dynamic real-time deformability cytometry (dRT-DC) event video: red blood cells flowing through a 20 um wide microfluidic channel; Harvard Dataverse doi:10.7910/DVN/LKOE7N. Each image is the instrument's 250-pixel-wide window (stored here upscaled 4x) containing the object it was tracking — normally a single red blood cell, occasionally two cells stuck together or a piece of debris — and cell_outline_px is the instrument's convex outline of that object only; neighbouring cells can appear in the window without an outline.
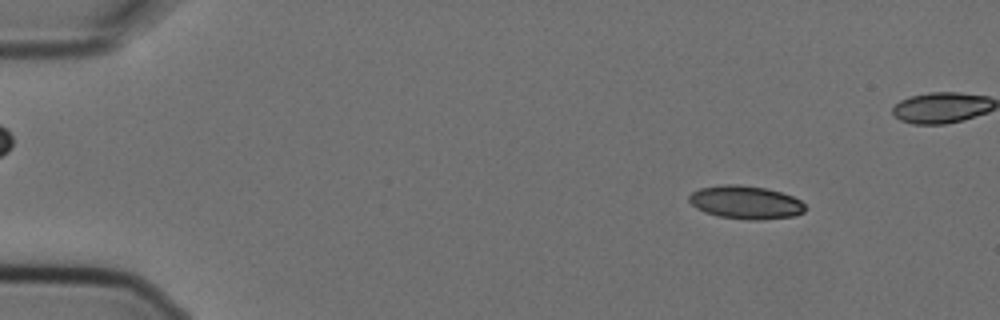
{"species": "Egyptian fruit bat (a non-hibernating species)", "species_latin": "Rousettus aegyptiacus", "temperature_condition": "cold", "stored_images_in_passage": 6, "segment_of_instrument_passage": [1, 2], "camera_frame_rate_fps": 3000, "um_per_image_px": 0.085, "animal": {"sex": "female"}, "frame": {"image": 1, "passage_image": 1, "time_ms": 0.0, "image_size_px": [1000, 320], "cell_outline_px": [[808, 208], [804, 212], [796, 216], [764, 220], [744, 220], [720, 216], [704, 212], [696, 208], [688, 200], [688, 196], [692, 192], [700, 188], [724, 184], [740, 184], [768, 188], [792, 196], [800, 200]], "centroid_in_image_um": [63.41, 17.2], "position_along_channel_um": 21.6, "area_um2": 22.83}}
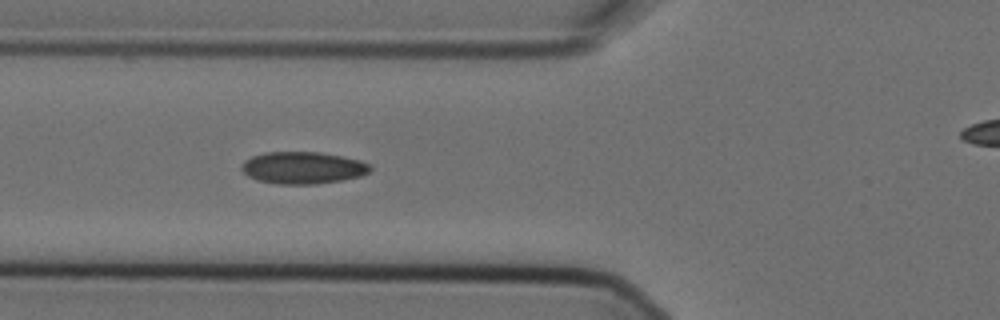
{"frame": {"image": 2, "passage_image": 5, "time_ms": 1.333, "image_size_px": [1000, 320], "cell_outline_px": [[372, 168], [368, 172], [360, 176], [340, 180], [316, 184], [276, 184], [256, 180], [248, 176], [240, 168], [240, 164], [244, 160], [252, 156], [264, 152], [320, 152], [360, 160], [368, 164]], "centroid_in_image_um": [25.68, 14.26], "position_along_channel_um": 100.1, "area_um2": 24.04}}